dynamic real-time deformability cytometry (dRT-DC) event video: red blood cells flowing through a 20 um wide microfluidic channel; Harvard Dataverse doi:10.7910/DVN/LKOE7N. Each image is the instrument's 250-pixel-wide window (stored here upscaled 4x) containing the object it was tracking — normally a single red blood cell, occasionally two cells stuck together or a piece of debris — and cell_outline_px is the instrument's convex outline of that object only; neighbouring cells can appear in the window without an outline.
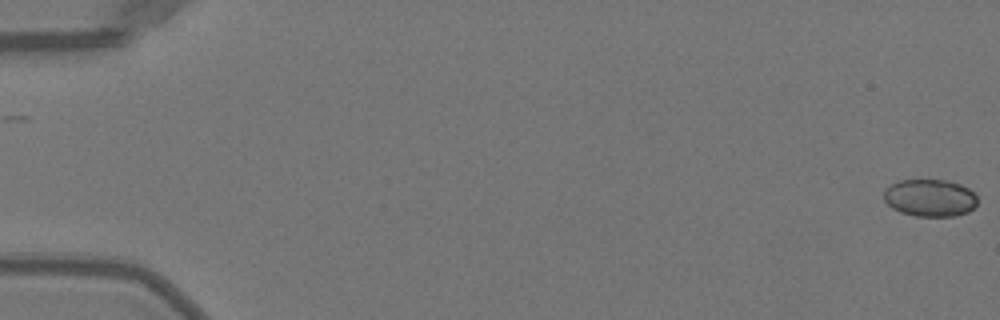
{"species": "Egyptian fruit bat (a non-hibernating species)", "species_latin": "Rousettus aegyptiacus", "temperature_condition": "warm", "stored_images_in_passage": 52, "camera_frame_rate_fps": 3000, "um_per_image_px": 0.085, "animal": {"sex": "female"}, "frame": {"image": 1, "passage_image": 1, "time_ms": 0.0, "image_size_px": [1000, 320], "cell_outline_px": [[976, 204], [968, 212], [956, 216], [916, 216], [900, 212], [892, 208], [884, 200], [884, 192], [892, 184], [900, 180], [948, 180], [960, 184], [968, 188], [976, 196]], "centroid_in_image_um": [79.05, 16.82], "position_along_channel_um": 6.0, "area_um2": 20.23}}
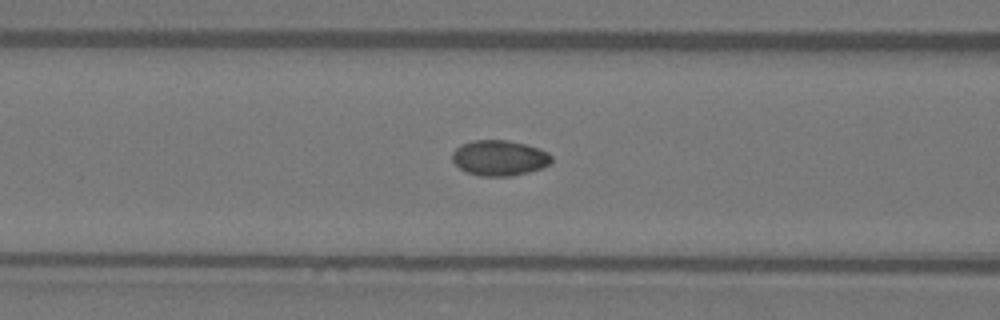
{"frame": {"image": 2, "passage_image": 22, "time_ms": 7.0, "image_size_px": [1000, 320], "cell_outline_px": [[552, 160], [544, 168], [512, 176], [480, 176], [468, 172], [460, 168], [452, 160], [452, 152], [460, 144], [472, 140], [504, 140], [528, 144], [540, 148], [548, 152], [552, 156]], "centroid_in_image_um": [42.47, 13.41], "position_along_channel_um": 124.1, "area_um2": 20.69}}
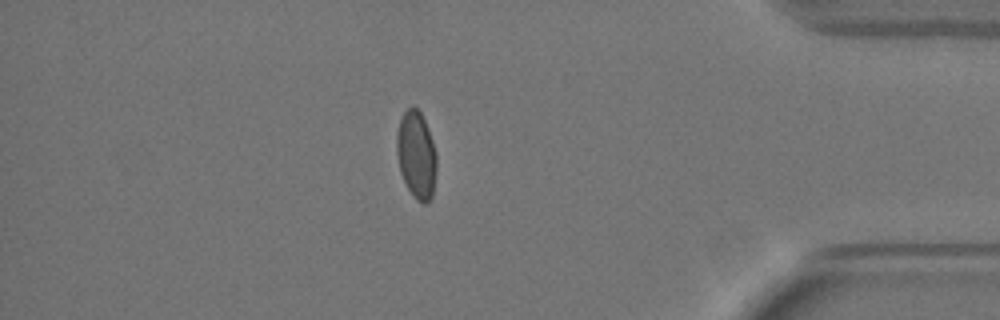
{"frame": {"image": 3, "passage_image": 45, "time_ms": 14.667, "image_size_px": [1000, 320], "cell_outline_px": [[436, 168], [432, 196], [424, 204], [416, 200], [412, 196], [400, 172], [396, 152], [396, 136], [400, 120], [404, 112], [412, 104], [420, 112], [428, 128], [432, 140], [436, 156]], "centroid_in_image_um": [35.37, 13.16], "position_along_channel_um": 399.8, "area_um2": 20.23}, "authors_computed_cell_mechanics": {"area_um2": 20.2589, "velocity_mm_per_s": 4.0284, "shape_relaxation_time_tau1_ms": 6.0362, "shape_relaxation_time_tau2_ms": null, "deformation_change_tau1": 0.1304, "deformation_change_tau2": null}}